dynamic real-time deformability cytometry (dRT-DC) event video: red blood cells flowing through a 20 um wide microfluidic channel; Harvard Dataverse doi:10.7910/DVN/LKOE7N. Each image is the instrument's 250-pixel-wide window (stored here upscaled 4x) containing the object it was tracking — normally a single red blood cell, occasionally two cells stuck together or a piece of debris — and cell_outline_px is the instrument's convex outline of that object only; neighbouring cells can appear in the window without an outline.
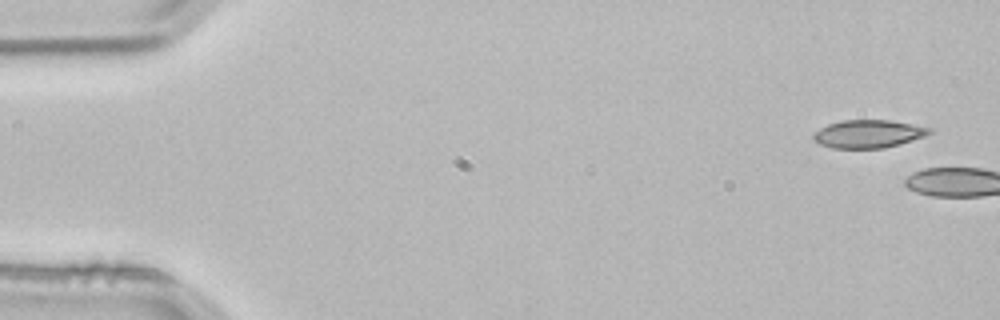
{"species": "common noctule bat (a hibernating species)", "species_latin": "Nyctalus noctula", "temperature_condition": "room temperature", "stored_images_in_passage": 5, "camera_frame_rate_fps": 3000, "um_per_image_px": 0.085, "animal": {"sex": "male", "body_mass_g": 21.5, "forearm_length_mm": 52.0}, "frame": {"image": 1, "passage_image": 1, "time_ms": 0.0, "image_size_px": [1000, 320], "cell_outline_px": [[932, 132], [924, 136], [900, 144], [884, 148], [832, 148], [820, 144], [812, 140], [812, 136], [820, 128], [828, 124], [844, 120], [888, 120], [932, 128]], "centroid_in_image_um": [73.79, 11.38], "position_along_channel_um": 11.2, "area_um2": 18.79}}
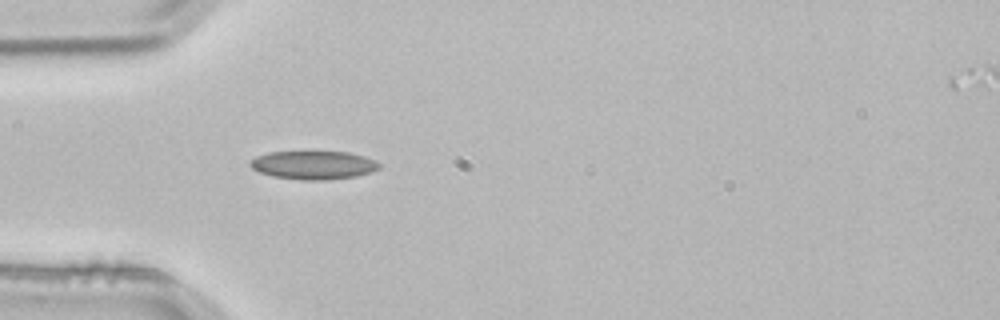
{"frame": {"image": 2, "passage_image": 4, "time_ms": 1.0, "image_size_px": [1000, 320], "cell_outline_px": [[380, 168], [372, 172], [356, 176], [328, 180], [300, 180], [272, 176], [260, 172], [252, 168], [248, 164], [256, 156], [268, 152], [348, 152], [364, 156], [376, 160], [380, 164]], "centroid_in_image_um": [26.66, 14.04], "position_along_channel_um": 58.3, "area_um2": 21.44}}